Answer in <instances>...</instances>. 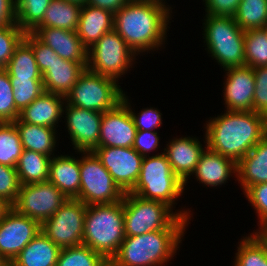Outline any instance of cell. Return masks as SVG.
I'll return each instance as SVG.
<instances>
[{"mask_svg": "<svg viewBox=\"0 0 267 266\" xmlns=\"http://www.w3.org/2000/svg\"><path fill=\"white\" fill-rule=\"evenodd\" d=\"M61 248L40 231L12 261V266H56Z\"/></svg>", "mask_w": 267, "mask_h": 266, "instance_id": "484cf974", "label": "cell"}, {"mask_svg": "<svg viewBox=\"0 0 267 266\" xmlns=\"http://www.w3.org/2000/svg\"><path fill=\"white\" fill-rule=\"evenodd\" d=\"M136 132L131 114L121 101L102 114L99 147H133Z\"/></svg>", "mask_w": 267, "mask_h": 266, "instance_id": "2e32d148", "label": "cell"}, {"mask_svg": "<svg viewBox=\"0 0 267 266\" xmlns=\"http://www.w3.org/2000/svg\"><path fill=\"white\" fill-rule=\"evenodd\" d=\"M19 116L20 111L15 106L9 74L5 69H0V120L13 123Z\"/></svg>", "mask_w": 267, "mask_h": 266, "instance_id": "74e56055", "label": "cell"}, {"mask_svg": "<svg viewBox=\"0 0 267 266\" xmlns=\"http://www.w3.org/2000/svg\"><path fill=\"white\" fill-rule=\"evenodd\" d=\"M244 193L256 210L261 226L259 228L267 225V183L252 185Z\"/></svg>", "mask_w": 267, "mask_h": 266, "instance_id": "ee69618b", "label": "cell"}, {"mask_svg": "<svg viewBox=\"0 0 267 266\" xmlns=\"http://www.w3.org/2000/svg\"><path fill=\"white\" fill-rule=\"evenodd\" d=\"M52 0H15L16 24L25 32H32L41 22Z\"/></svg>", "mask_w": 267, "mask_h": 266, "instance_id": "d6a6232c", "label": "cell"}, {"mask_svg": "<svg viewBox=\"0 0 267 266\" xmlns=\"http://www.w3.org/2000/svg\"><path fill=\"white\" fill-rule=\"evenodd\" d=\"M12 209V205L5 199L0 198V221L5 217V215Z\"/></svg>", "mask_w": 267, "mask_h": 266, "instance_id": "681fc988", "label": "cell"}, {"mask_svg": "<svg viewBox=\"0 0 267 266\" xmlns=\"http://www.w3.org/2000/svg\"><path fill=\"white\" fill-rule=\"evenodd\" d=\"M13 87L15 106L22 111L44 93L42 79H10Z\"/></svg>", "mask_w": 267, "mask_h": 266, "instance_id": "8d00e7d4", "label": "cell"}, {"mask_svg": "<svg viewBox=\"0 0 267 266\" xmlns=\"http://www.w3.org/2000/svg\"><path fill=\"white\" fill-rule=\"evenodd\" d=\"M109 261L100 253L82 244L63 248L56 266H108Z\"/></svg>", "mask_w": 267, "mask_h": 266, "instance_id": "836d02e7", "label": "cell"}, {"mask_svg": "<svg viewBox=\"0 0 267 266\" xmlns=\"http://www.w3.org/2000/svg\"><path fill=\"white\" fill-rule=\"evenodd\" d=\"M251 234L265 247L267 253V239L258 230Z\"/></svg>", "mask_w": 267, "mask_h": 266, "instance_id": "f907efd6", "label": "cell"}, {"mask_svg": "<svg viewBox=\"0 0 267 266\" xmlns=\"http://www.w3.org/2000/svg\"><path fill=\"white\" fill-rule=\"evenodd\" d=\"M205 124L206 147L236 164L267 135V117L254 111H228Z\"/></svg>", "mask_w": 267, "mask_h": 266, "instance_id": "6da1fadb", "label": "cell"}, {"mask_svg": "<svg viewBox=\"0 0 267 266\" xmlns=\"http://www.w3.org/2000/svg\"><path fill=\"white\" fill-rule=\"evenodd\" d=\"M23 150L15 124L6 123L0 129V164L15 168Z\"/></svg>", "mask_w": 267, "mask_h": 266, "instance_id": "e575fe53", "label": "cell"}, {"mask_svg": "<svg viewBox=\"0 0 267 266\" xmlns=\"http://www.w3.org/2000/svg\"><path fill=\"white\" fill-rule=\"evenodd\" d=\"M16 23L15 0H0V27Z\"/></svg>", "mask_w": 267, "mask_h": 266, "instance_id": "7dc6e473", "label": "cell"}, {"mask_svg": "<svg viewBox=\"0 0 267 266\" xmlns=\"http://www.w3.org/2000/svg\"><path fill=\"white\" fill-rule=\"evenodd\" d=\"M159 137L157 131H137L133 149L143 157H149L150 151L158 148ZM148 153V154H147Z\"/></svg>", "mask_w": 267, "mask_h": 266, "instance_id": "bcb514c9", "label": "cell"}, {"mask_svg": "<svg viewBox=\"0 0 267 266\" xmlns=\"http://www.w3.org/2000/svg\"><path fill=\"white\" fill-rule=\"evenodd\" d=\"M51 157L24 149L15 167L21 185L47 182Z\"/></svg>", "mask_w": 267, "mask_h": 266, "instance_id": "83f0119b", "label": "cell"}, {"mask_svg": "<svg viewBox=\"0 0 267 266\" xmlns=\"http://www.w3.org/2000/svg\"><path fill=\"white\" fill-rule=\"evenodd\" d=\"M128 101L129 99L124 92L122 102L127 106L137 131H155V129L162 125V114L157 108H145L140 113H137V115L131 109V105Z\"/></svg>", "mask_w": 267, "mask_h": 266, "instance_id": "ab89813d", "label": "cell"}, {"mask_svg": "<svg viewBox=\"0 0 267 266\" xmlns=\"http://www.w3.org/2000/svg\"><path fill=\"white\" fill-rule=\"evenodd\" d=\"M186 228H166L138 236H125L109 266H165L182 243Z\"/></svg>", "mask_w": 267, "mask_h": 266, "instance_id": "3957f363", "label": "cell"}, {"mask_svg": "<svg viewBox=\"0 0 267 266\" xmlns=\"http://www.w3.org/2000/svg\"><path fill=\"white\" fill-rule=\"evenodd\" d=\"M6 123L4 121L0 120V129L5 125Z\"/></svg>", "mask_w": 267, "mask_h": 266, "instance_id": "11a10c76", "label": "cell"}, {"mask_svg": "<svg viewBox=\"0 0 267 266\" xmlns=\"http://www.w3.org/2000/svg\"><path fill=\"white\" fill-rule=\"evenodd\" d=\"M11 263L7 261L1 254H0V266H10Z\"/></svg>", "mask_w": 267, "mask_h": 266, "instance_id": "816d5d0a", "label": "cell"}, {"mask_svg": "<svg viewBox=\"0 0 267 266\" xmlns=\"http://www.w3.org/2000/svg\"><path fill=\"white\" fill-rule=\"evenodd\" d=\"M113 78L89 71L81 74L65 102L82 109L106 112L116 107L123 99V90Z\"/></svg>", "mask_w": 267, "mask_h": 266, "instance_id": "ba28073f", "label": "cell"}, {"mask_svg": "<svg viewBox=\"0 0 267 266\" xmlns=\"http://www.w3.org/2000/svg\"><path fill=\"white\" fill-rule=\"evenodd\" d=\"M124 239V198L116 203L87 206L84 245L110 261Z\"/></svg>", "mask_w": 267, "mask_h": 266, "instance_id": "277c9868", "label": "cell"}, {"mask_svg": "<svg viewBox=\"0 0 267 266\" xmlns=\"http://www.w3.org/2000/svg\"><path fill=\"white\" fill-rule=\"evenodd\" d=\"M80 192L75 198L84 204H111L122 201L125 193L119 188L108 170L93 151H79Z\"/></svg>", "mask_w": 267, "mask_h": 266, "instance_id": "9c48e42d", "label": "cell"}, {"mask_svg": "<svg viewBox=\"0 0 267 266\" xmlns=\"http://www.w3.org/2000/svg\"><path fill=\"white\" fill-rule=\"evenodd\" d=\"M165 4L130 0L114 14V30L136 55L155 48L158 50L166 42L172 10Z\"/></svg>", "mask_w": 267, "mask_h": 266, "instance_id": "7a4b0ae2", "label": "cell"}, {"mask_svg": "<svg viewBox=\"0 0 267 266\" xmlns=\"http://www.w3.org/2000/svg\"><path fill=\"white\" fill-rule=\"evenodd\" d=\"M25 32L15 23L0 27V69H5Z\"/></svg>", "mask_w": 267, "mask_h": 266, "instance_id": "f35d334b", "label": "cell"}, {"mask_svg": "<svg viewBox=\"0 0 267 266\" xmlns=\"http://www.w3.org/2000/svg\"><path fill=\"white\" fill-rule=\"evenodd\" d=\"M66 195L51 182L21 185L12 208L21 215L42 224L67 200Z\"/></svg>", "mask_w": 267, "mask_h": 266, "instance_id": "7c38bea8", "label": "cell"}, {"mask_svg": "<svg viewBox=\"0 0 267 266\" xmlns=\"http://www.w3.org/2000/svg\"><path fill=\"white\" fill-rule=\"evenodd\" d=\"M267 239V225H264L260 230H258Z\"/></svg>", "mask_w": 267, "mask_h": 266, "instance_id": "db71d44e", "label": "cell"}, {"mask_svg": "<svg viewBox=\"0 0 267 266\" xmlns=\"http://www.w3.org/2000/svg\"><path fill=\"white\" fill-rule=\"evenodd\" d=\"M66 1L77 3V4L81 5V6H83V5L87 4L88 0H66Z\"/></svg>", "mask_w": 267, "mask_h": 266, "instance_id": "f5cc1de1", "label": "cell"}, {"mask_svg": "<svg viewBox=\"0 0 267 266\" xmlns=\"http://www.w3.org/2000/svg\"><path fill=\"white\" fill-rule=\"evenodd\" d=\"M224 85L225 108L228 111H253L255 77L249 66L225 69Z\"/></svg>", "mask_w": 267, "mask_h": 266, "instance_id": "e0dca14e", "label": "cell"}, {"mask_svg": "<svg viewBox=\"0 0 267 266\" xmlns=\"http://www.w3.org/2000/svg\"><path fill=\"white\" fill-rule=\"evenodd\" d=\"M255 91L253 96V111L267 117V65L253 68Z\"/></svg>", "mask_w": 267, "mask_h": 266, "instance_id": "7bdbcfd3", "label": "cell"}, {"mask_svg": "<svg viewBox=\"0 0 267 266\" xmlns=\"http://www.w3.org/2000/svg\"><path fill=\"white\" fill-rule=\"evenodd\" d=\"M235 177L244 192L252 185L267 183V135L237 163Z\"/></svg>", "mask_w": 267, "mask_h": 266, "instance_id": "d4e9b609", "label": "cell"}, {"mask_svg": "<svg viewBox=\"0 0 267 266\" xmlns=\"http://www.w3.org/2000/svg\"><path fill=\"white\" fill-rule=\"evenodd\" d=\"M13 123L19 131L23 149L53 157L57 142L56 128L24 123L19 118Z\"/></svg>", "mask_w": 267, "mask_h": 266, "instance_id": "4316f807", "label": "cell"}, {"mask_svg": "<svg viewBox=\"0 0 267 266\" xmlns=\"http://www.w3.org/2000/svg\"><path fill=\"white\" fill-rule=\"evenodd\" d=\"M86 68L87 63H77L57 56L50 68L42 74L44 91L66 97Z\"/></svg>", "mask_w": 267, "mask_h": 266, "instance_id": "44dd1931", "label": "cell"}, {"mask_svg": "<svg viewBox=\"0 0 267 266\" xmlns=\"http://www.w3.org/2000/svg\"><path fill=\"white\" fill-rule=\"evenodd\" d=\"M184 183L173 172L164 153L143 157L136 185L130 193L146 200H155L173 208L184 191Z\"/></svg>", "mask_w": 267, "mask_h": 266, "instance_id": "8992f818", "label": "cell"}, {"mask_svg": "<svg viewBox=\"0 0 267 266\" xmlns=\"http://www.w3.org/2000/svg\"><path fill=\"white\" fill-rule=\"evenodd\" d=\"M148 1H159V2L165 3L163 2L164 0H148Z\"/></svg>", "mask_w": 267, "mask_h": 266, "instance_id": "9f6ffc18", "label": "cell"}, {"mask_svg": "<svg viewBox=\"0 0 267 266\" xmlns=\"http://www.w3.org/2000/svg\"><path fill=\"white\" fill-rule=\"evenodd\" d=\"M66 127L73 148L79 151H93L99 147L101 112L82 109L65 102Z\"/></svg>", "mask_w": 267, "mask_h": 266, "instance_id": "9a60e30c", "label": "cell"}, {"mask_svg": "<svg viewBox=\"0 0 267 266\" xmlns=\"http://www.w3.org/2000/svg\"><path fill=\"white\" fill-rule=\"evenodd\" d=\"M113 29V13L88 4L81 7L76 32L87 49L91 48L105 33Z\"/></svg>", "mask_w": 267, "mask_h": 266, "instance_id": "603a6c76", "label": "cell"}, {"mask_svg": "<svg viewBox=\"0 0 267 266\" xmlns=\"http://www.w3.org/2000/svg\"><path fill=\"white\" fill-rule=\"evenodd\" d=\"M206 14L215 17H234L241 0H203Z\"/></svg>", "mask_w": 267, "mask_h": 266, "instance_id": "f6af8a7d", "label": "cell"}, {"mask_svg": "<svg viewBox=\"0 0 267 266\" xmlns=\"http://www.w3.org/2000/svg\"><path fill=\"white\" fill-rule=\"evenodd\" d=\"M41 231V224L13 208L0 221V254L10 263Z\"/></svg>", "mask_w": 267, "mask_h": 266, "instance_id": "5bb4252c", "label": "cell"}, {"mask_svg": "<svg viewBox=\"0 0 267 266\" xmlns=\"http://www.w3.org/2000/svg\"><path fill=\"white\" fill-rule=\"evenodd\" d=\"M20 187L21 183L16 168L0 164V198L13 205Z\"/></svg>", "mask_w": 267, "mask_h": 266, "instance_id": "60d3db41", "label": "cell"}, {"mask_svg": "<svg viewBox=\"0 0 267 266\" xmlns=\"http://www.w3.org/2000/svg\"><path fill=\"white\" fill-rule=\"evenodd\" d=\"M233 18L244 31L267 27V0H241Z\"/></svg>", "mask_w": 267, "mask_h": 266, "instance_id": "1f68e13d", "label": "cell"}, {"mask_svg": "<svg viewBox=\"0 0 267 266\" xmlns=\"http://www.w3.org/2000/svg\"><path fill=\"white\" fill-rule=\"evenodd\" d=\"M129 1L130 0H88L87 4L115 14Z\"/></svg>", "mask_w": 267, "mask_h": 266, "instance_id": "c3c4849f", "label": "cell"}, {"mask_svg": "<svg viewBox=\"0 0 267 266\" xmlns=\"http://www.w3.org/2000/svg\"><path fill=\"white\" fill-rule=\"evenodd\" d=\"M241 240L234 266H267L265 247L252 234Z\"/></svg>", "mask_w": 267, "mask_h": 266, "instance_id": "d590c367", "label": "cell"}, {"mask_svg": "<svg viewBox=\"0 0 267 266\" xmlns=\"http://www.w3.org/2000/svg\"><path fill=\"white\" fill-rule=\"evenodd\" d=\"M232 173H237V164L232 159L205 147L192 174L205 186L215 187L225 184Z\"/></svg>", "mask_w": 267, "mask_h": 266, "instance_id": "7402d4cb", "label": "cell"}, {"mask_svg": "<svg viewBox=\"0 0 267 266\" xmlns=\"http://www.w3.org/2000/svg\"><path fill=\"white\" fill-rule=\"evenodd\" d=\"M24 40L32 47L39 71L43 74L50 68V65L58 55L49 46L41 42L32 32L25 33Z\"/></svg>", "mask_w": 267, "mask_h": 266, "instance_id": "b9f144b4", "label": "cell"}, {"mask_svg": "<svg viewBox=\"0 0 267 266\" xmlns=\"http://www.w3.org/2000/svg\"><path fill=\"white\" fill-rule=\"evenodd\" d=\"M245 65L257 68L267 65V27L244 31Z\"/></svg>", "mask_w": 267, "mask_h": 266, "instance_id": "4dcf8cb0", "label": "cell"}, {"mask_svg": "<svg viewBox=\"0 0 267 266\" xmlns=\"http://www.w3.org/2000/svg\"><path fill=\"white\" fill-rule=\"evenodd\" d=\"M134 51L113 29L88 49L87 69L118 81L133 66Z\"/></svg>", "mask_w": 267, "mask_h": 266, "instance_id": "30bf717a", "label": "cell"}, {"mask_svg": "<svg viewBox=\"0 0 267 266\" xmlns=\"http://www.w3.org/2000/svg\"><path fill=\"white\" fill-rule=\"evenodd\" d=\"M48 181L68 199H75L80 192V159L68 155L51 157Z\"/></svg>", "mask_w": 267, "mask_h": 266, "instance_id": "cb8c5ba5", "label": "cell"}, {"mask_svg": "<svg viewBox=\"0 0 267 266\" xmlns=\"http://www.w3.org/2000/svg\"><path fill=\"white\" fill-rule=\"evenodd\" d=\"M124 193L132 191L139 177L143 156L133 147H97L93 150Z\"/></svg>", "mask_w": 267, "mask_h": 266, "instance_id": "4fadbf2b", "label": "cell"}, {"mask_svg": "<svg viewBox=\"0 0 267 266\" xmlns=\"http://www.w3.org/2000/svg\"><path fill=\"white\" fill-rule=\"evenodd\" d=\"M65 97L44 92L20 111L19 119L24 123L56 128L64 115Z\"/></svg>", "mask_w": 267, "mask_h": 266, "instance_id": "ffe728a7", "label": "cell"}, {"mask_svg": "<svg viewBox=\"0 0 267 266\" xmlns=\"http://www.w3.org/2000/svg\"><path fill=\"white\" fill-rule=\"evenodd\" d=\"M32 33L62 59L88 63V49L83 45L76 31L36 27Z\"/></svg>", "mask_w": 267, "mask_h": 266, "instance_id": "ac0fdd59", "label": "cell"}, {"mask_svg": "<svg viewBox=\"0 0 267 266\" xmlns=\"http://www.w3.org/2000/svg\"><path fill=\"white\" fill-rule=\"evenodd\" d=\"M5 70L10 79H42L33 49L24 39L15 48Z\"/></svg>", "mask_w": 267, "mask_h": 266, "instance_id": "f546056e", "label": "cell"}, {"mask_svg": "<svg viewBox=\"0 0 267 266\" xmlns=\"http://www.w3.org/2000/svg\"><path fill=\"white\" fill-rule=\"evenodd\" d=\"M87 205L77 199H67L41 224V231L59 248L83 244Z\"/></svg>", "mask_w": 267, "mask_h": 266, "instance_id": "8fae6325", "label": "cell"}, {"mask_svg": "<svg viewBox=\"0 0 267 266\" xmlns=\"http://www.w3.org/2000/svg\"><path fill=\"white\" fill-rule=\"evenodd\" d=\"M190 211H172L165 203L146 200L132 193L124 195L125 236H138L166 228H186Z\"/></svg>", "mask_w": 267, "mask_h": 266, "instance_id": "5b68a950", "label": "cell"}, {"mask_svg": "<svg viewBox=\"0 0 267 266\" xmlns=\"http://www.w3.org/2000/svg\"><path fill=\"white\" fill-rule=\"evenodd\" d=\"M204 19V43L212 58L223 69L245 65L244 30L233 17H215L209 14Z\"/></svg>", "mask_w": 267, "mask_h": 266, "instance_id": "52a82bcc", "label": "cell"}, {"mask_svg": "<svg viewBox=\"0 0 267 266\" xmlns=\"http://www.w3.org/2000/svg\"><path fill=\"white\" fill-rule=\"evenodd\" d=\"M200 143L196 137H181L172 139L164 149L163 153L173 172L184 183V187L205 150Z\"/></svg>", "mask_w": 267, "mask_h": 266, "instance_id": "d6986e66", "label": "cell"}, {"mask_svg": "<svg viewBox=\"0 0 267 266\" xmlns=\"http://www.w3.org/2000/svg\"><path fill=\"white\" fill-rule=\"evenodd\" d=\"M81 5L66 0H52L37 27H52L76 31Z\"/></svg>", "mask_w": 267, "mask_h": 266, "instance_id": "f1b7e54d", "label": "cell"}]
</instances>
